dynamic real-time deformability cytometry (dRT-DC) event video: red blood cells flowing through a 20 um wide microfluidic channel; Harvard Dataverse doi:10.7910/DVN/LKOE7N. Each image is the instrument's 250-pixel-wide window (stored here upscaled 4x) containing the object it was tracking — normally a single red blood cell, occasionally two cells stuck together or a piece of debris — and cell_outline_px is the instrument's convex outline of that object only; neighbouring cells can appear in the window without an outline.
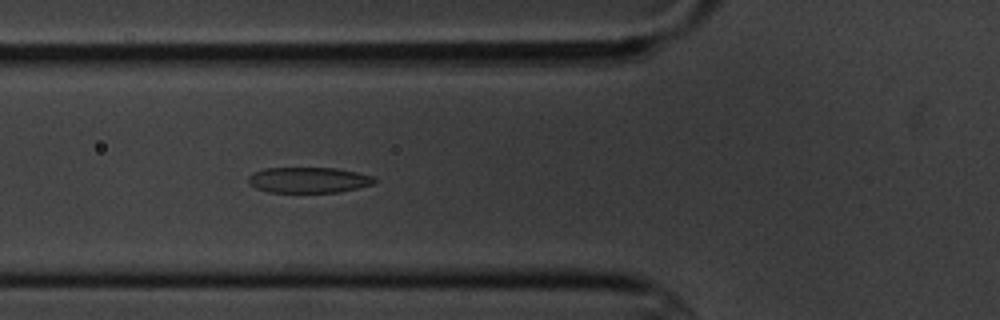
{"species": "common noctule bat (a hibernating species)", "species_latin": "Nyctalus noctula", "temperature_condition": "cold", "stored_images_in_passage": 6, "camera_frame_rate_fps": 3000, "um_per_image_px": 0.085, "animal": {"sex": "male", "body_mass_g": 20.1, "forearm_length_mm": 53.5}, "frame": {"image": 1, "passage_image": 6, "time_ms": 5.667, "image_size_px": [1000, 320], "cell_outline_px": [[376, 184], [336, 192], [268, 192], [256, 188], [248, 180], [248, 176], [252, 172], [264, 168], [336, 168], [376, 176]], "centroid_in_image_um": [26.25, 15.29], "position_along_channel_um": 99.5, "area_um2": 18.9}}